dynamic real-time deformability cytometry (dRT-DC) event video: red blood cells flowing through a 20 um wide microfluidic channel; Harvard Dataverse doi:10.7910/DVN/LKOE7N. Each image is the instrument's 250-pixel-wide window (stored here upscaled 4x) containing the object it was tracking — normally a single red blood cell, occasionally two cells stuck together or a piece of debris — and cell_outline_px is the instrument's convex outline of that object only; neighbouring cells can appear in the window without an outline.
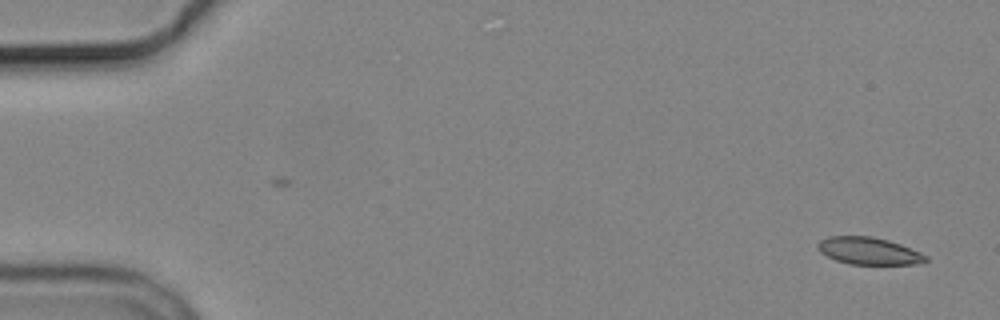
{"species": "common noctule bat (a hibernating species)", "species_latin": "Nyctalus noctula", "temperature_condition": "cold", "stored_images_in_passage": 3, "camera_frame_rate_fps": 3000, "um_per_image_px": 0.085, "animal": {"sex": "male", "body_mass_g": 19.2, "forearm_length_mm": 51.8}, "frame": {"image": 1, "passage_image": 3, "time_ms": 2.333, "image_size_px": [1000, 320], "cell_outline_px": [[928, 260], [920, 264], [848, 264], [836, 260], [820, 252], [816, 248], [816, 244], [820, 240], [828, 236], [872, 236], [888, 240], [900, 244], [920, 252], [928, 256]], "centroid_in_image_um": [73.83, 21.32], "position_along_channel_um": 11.2, "area_um2": 17.22}}